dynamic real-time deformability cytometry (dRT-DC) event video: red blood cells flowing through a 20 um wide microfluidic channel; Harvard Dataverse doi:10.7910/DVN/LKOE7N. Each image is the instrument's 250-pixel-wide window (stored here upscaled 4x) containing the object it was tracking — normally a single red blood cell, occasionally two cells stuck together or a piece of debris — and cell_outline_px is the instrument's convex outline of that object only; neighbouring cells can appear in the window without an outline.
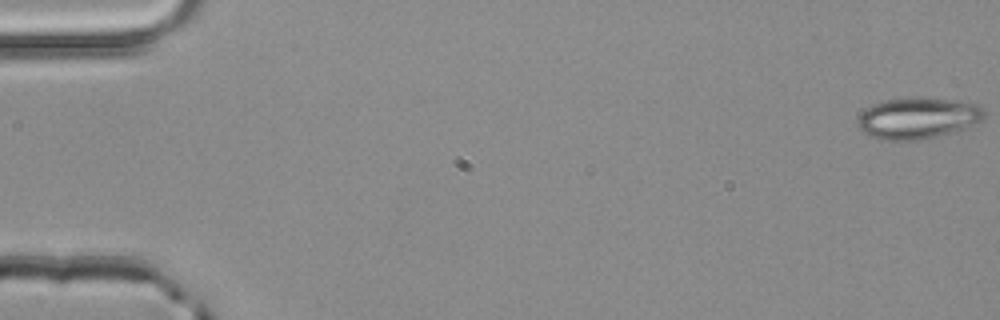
{"species": "common noctule bat (a hibernating species)", "species_latin": "Nyctalus noctula", "temperature_condition": "room temperature", "stored_images_in_passage": 52, "camera_frame_rate_fps": 3000, "um_per_image_px": 0.085, "animal": {"sex": "male", "body_mass_g": 20.4}, "frame": {"image": 1, "passage_image": 1, "time_ms": 0.0, "image_size_px": [1000, 320], "cell_outline_px": [[984, 116], [972, 128], [920, 140], [884, 140], [872, 136], [864, 132], [860, 128], [856, 120], [872, 104], [884, 100], [920, 96], [956, 100], [980, 104], [984, 108]], "centroid_in_image_um": [78.09, 10.03], "position_along_channel_um": 6.9, "area_um2": 30.87}}
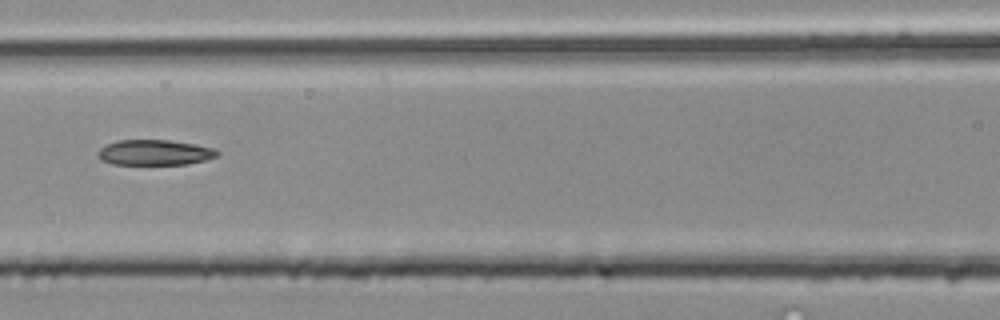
{"frame": {"image": 2, "passage_image": 24, "time_ms": 7.667, "image_size_px": [1000, 320], "cell_outline_px": [[220, 152], [216, 156], [204, 160], [188, 164], [112, 164], [100, 160], [96, 156], [96, 152], [104, 144], [116, 140], [168, 140], [196, 144], [216, 148]], "centroid_in_image_um": [13.1, 12.95], "position_along_channel_um": 153.5, "area_um2": 17.92}}
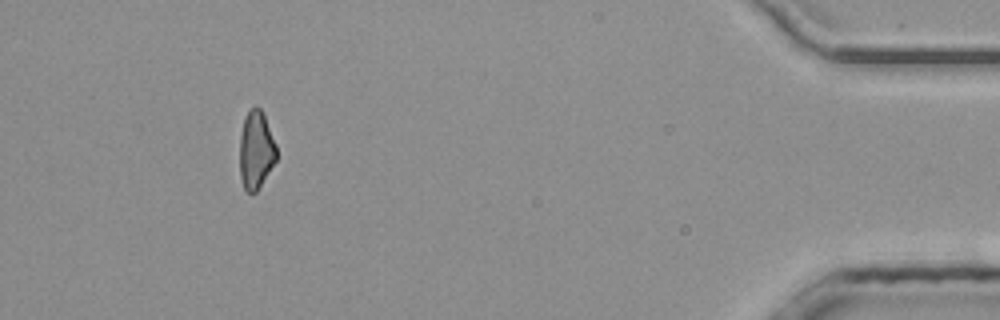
{"frame": {"image": 3, "passage_image": 48, "time_ms": 15.667, "image_size_px": [1000, 320], "cell_outline_px": [[276, 160], [260, 188], [256, 192], [248, 192], [244, 188], [240, 176], [240, 136], [244, 116], [256, 104], [260, 108], [264, 116], [276, 144]], "centroid_in_image_um": [21.75, 12.76], "position_along_channel_um": 413.4, "area_um2": 16.7}, "authors_computed_cell_mechanics": {"area_um2": 18.496, "velocity_mm_per_s": 4.0914, "shape_relaxation_time_tau1_ms": 4.9043, "shape_relaxation_time_tau2_ms": 3.4179, "deformation_change_tau1": 0.1452, "deformation_change_tau2": 0.1102}}